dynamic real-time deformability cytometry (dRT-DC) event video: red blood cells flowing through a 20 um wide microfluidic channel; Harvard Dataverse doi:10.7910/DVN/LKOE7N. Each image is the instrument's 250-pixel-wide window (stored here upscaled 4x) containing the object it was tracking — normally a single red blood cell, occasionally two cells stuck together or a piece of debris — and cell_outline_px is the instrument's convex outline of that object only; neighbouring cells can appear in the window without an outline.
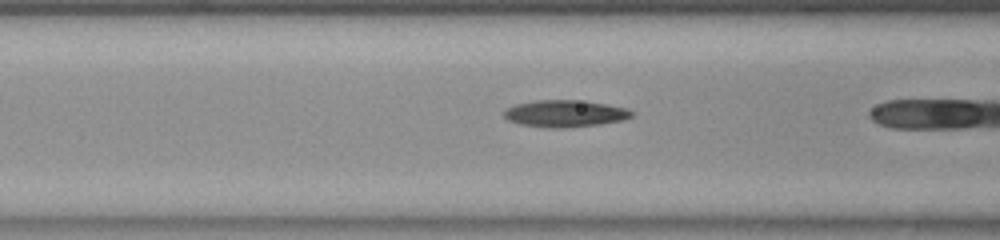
{"species": "common noctule bat (a hibernating species)", "species_latin": "Nyctalus noctula", "temperature_condition": "room temperature", "stored_images_in_passage": 19, "camera_frame_rate_fps": 3000, "um_per_image_px": 0.085, "animal": {"sex": "female", "body_mass_g": 23.0, "forearm_length_mm": 53.4}, "frame": {"image": 1, "passage_image": 18, "time_ms": 5.667, "image_size_px": [1000, 240], "cell_outline_px": [[636, 112], [632, 116], [624, 120], [596, 124], [520, 124], [508, 120], [500, 112], [504, 108], [516, 104], [536, 100], [576, 100], [608, 104], [628, 108]], "centroid_in_image_um": [48.05, 9.57], "position_along_channel_um": 118.6, "area_um2": 18.9}}